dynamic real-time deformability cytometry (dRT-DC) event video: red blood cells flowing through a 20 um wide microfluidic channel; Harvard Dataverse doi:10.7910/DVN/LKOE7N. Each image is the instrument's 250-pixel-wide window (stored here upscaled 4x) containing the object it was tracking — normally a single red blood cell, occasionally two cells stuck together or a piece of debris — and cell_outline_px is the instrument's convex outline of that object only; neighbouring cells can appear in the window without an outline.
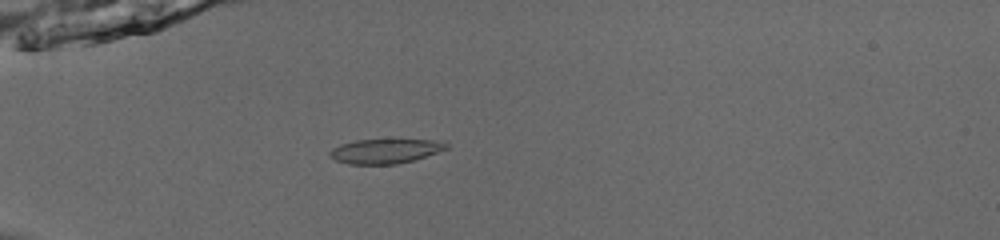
{"species": "common noctule bat (a hibernating species)", "species_latin": "Nyctalus noctula", "temperature_condition": "room temperature", "stored_images_in_passage": 54, "camera_frame_rate_fps": 3000, "um_per_image_px": 0.085, "animal": {"sex": "male", "body_mass_g": 13.0, "forearm_length_mm": 53.1}, "frame": {"image": 1, "passage_image": 18, "time_ms": 5.667, "image_size_px": [1000, 240], "cell_outline_px": [[448, 148], [412, 160], [396, 164], [348, 164], [336, 160], [328, 156], [328, 152], [332, 148], [340, 144], [356, 140], [432, 140], [448, 144]], "centroid_in_image_um": [32.65, 12.85], "position_along_channel_um": 52.3, "area_um2": 16.36}}
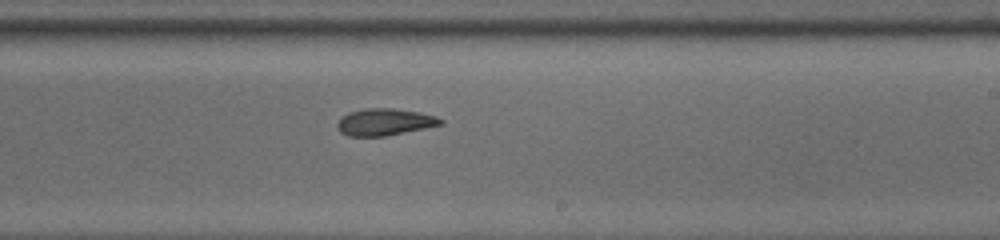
{"frame": {"image": 2, "passage_image": 35, "time_ms": 11.333, "image_size_px": [1000, 240], "cell_outline_px": [[444, 124], [384, 136], [348, 136], [340, 132], [336, 124], [348, 112], [364, 108], [392, 108], [420, 112], [436, 116], [444, 120]], "centroid_in_image_um": [32.71, 10.36], "position_along_channel_um": 256.3, "area_um2": 16.13}}
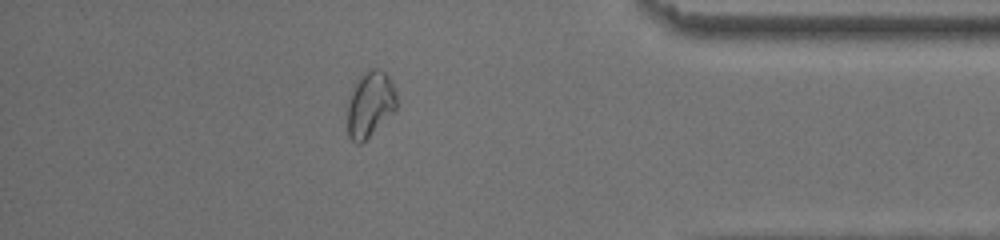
{"frame": {"image": 3, "passage_image": 48, "time_ms": 15.667, "image_size_px": [1000, 240], "cell_outline_px": [[396, 108], [360, 144], [356, 144], [348, 136], [348, 96], [356, 80], [360, 76], [372, 68], [376, 68], [384, 72], [392, 80], [396, 92]], "centroid_in_image_um": [31.43, 8.82], "position_along_channel_um": 403.8, "area_um2": 18.55}, "authors_computed_cell_mechanics": {"area_um2": 17.2822, "velocity_mm_per_s": 3.9148, "shape_relaxation_time_tau1_ms": 3.5917, "shape_relaxation_time_tau2_ms": 2.5683, "deformation_change_tau1": 0.1306, "deformation_change_tau2": 0.076}}